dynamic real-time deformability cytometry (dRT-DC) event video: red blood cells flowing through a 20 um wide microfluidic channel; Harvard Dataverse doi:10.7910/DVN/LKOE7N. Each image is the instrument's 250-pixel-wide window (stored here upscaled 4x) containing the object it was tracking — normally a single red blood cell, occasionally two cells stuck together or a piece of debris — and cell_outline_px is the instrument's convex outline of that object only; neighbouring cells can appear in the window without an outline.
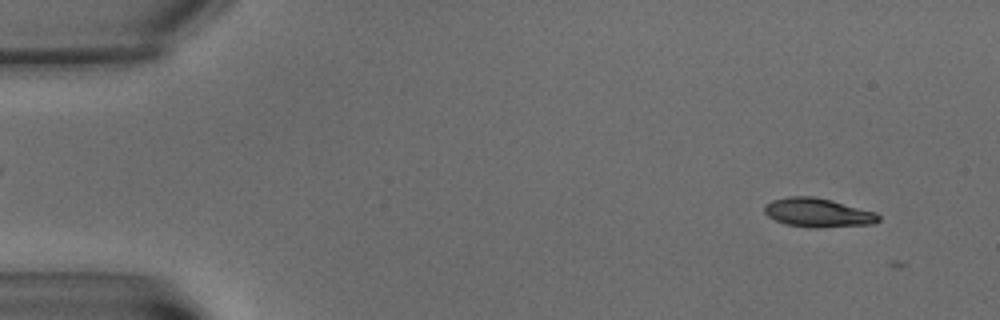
{"species": "common noctule bat (a hibernating species)", "species_latin": "Nyctalus noctula", "temperature_condition": "warm", "stored_images_in_passage": 8, "camera_frame_rate_fps": 3000, "um_per_image_px": 0.085, "animal": {"sex": "male", "body_mass_g": 15.6}, "frame": {"image": 1, "passage_image": 2, "time_ms": 1.333, "image_size_px": [1000, 320], "cell_outline_px": [[880, 220], [872, 224], [816, 228], [812, 228], [784, 224], [768, 216], [764, 212], [764, 204], [772, 200], [788, 196], [816, 196], [832, 200], [876, 212], [880, 216]], "centroid_in_image_um": [69.51, 18.07], "position_along_channel_um": 15.5, "area_um2": 19.42}}
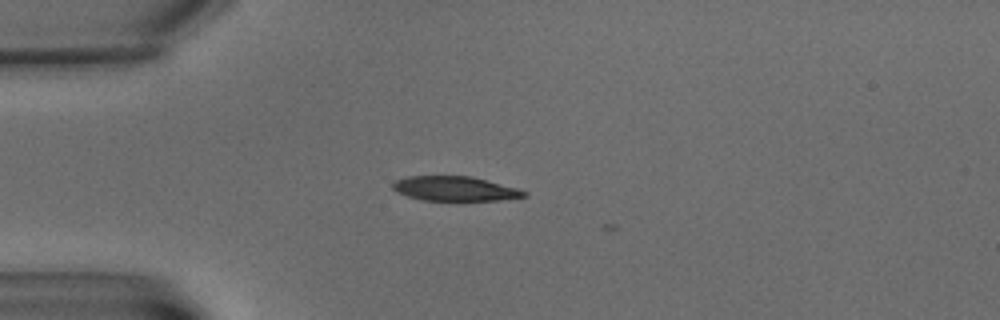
{"frame": {"image": 2, "passage_image": 5, "time_ms": 5.667, "image_size_px": [1000, 320], "cell_outline_px": [[528, 196], [500, 200], [424, 200], [408, 196], [396, 192], [392, 188], [392, 184], [396, 180], [408, 176], [472, 176], [516, 188], [528, 192]], "centroid_in_image_um": [38.66, 16.03], "position_along_channel_um": 46.3, "area_um2": 18.67}}
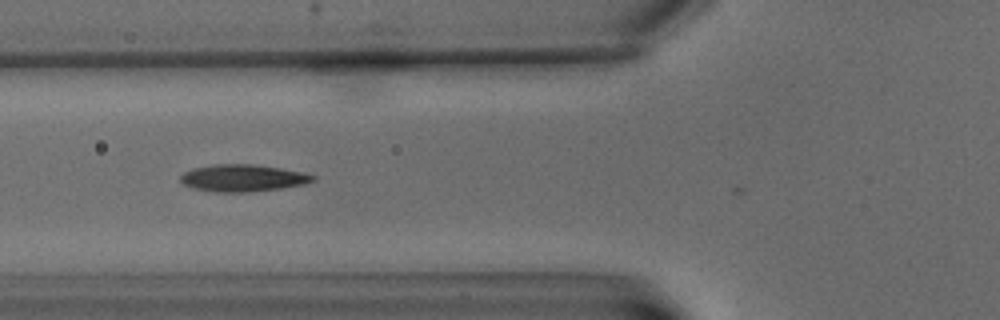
{"frame": {"image": 3, "passage_image": 7, "time_ms": 8.333, "image_size_px": [1000, 320], "cell_outline_px": [[316, 180], [304, 184], [280, 188], [248, 192], [216, 192], [192, 188], [184, 184], [180, 180], [180, 176], [184, 172], [192, 168], [212, 164], [252, 164], [280, 168], [300, 172], [316, 176]], "centroid_in_image_um": [20.6, 15.13], "position_along_channel_um": 105.2, "area_um2": 20.81}}